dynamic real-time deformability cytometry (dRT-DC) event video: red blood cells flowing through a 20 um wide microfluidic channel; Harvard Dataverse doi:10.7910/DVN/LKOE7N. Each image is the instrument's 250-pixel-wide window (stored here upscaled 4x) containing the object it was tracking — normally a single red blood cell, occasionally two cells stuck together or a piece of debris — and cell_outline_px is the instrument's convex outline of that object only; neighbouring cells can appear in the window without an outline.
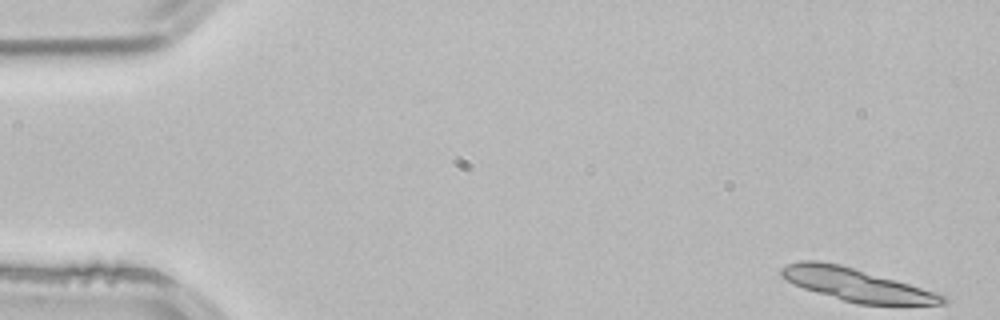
{"species": "common noctule bat (a hibernating species)", "species_latin": "Nyctalus noctula", "temperature_condition": "room temperature", "stored_images_in_passage": 4, "camera_frame_rate_fps": 3000, "um_per_image_px": 0.085, "animal": {"sex": "male", "body_mass_g": 21.5, "forearm_length_mm": 52.0}, "frame": {"image": 1, "passage_image": 1, "time_ms": 0.0, "image_size_px": [1000, 320], "cell_outline_px": [[948, 300], [944, 304], [856, 304], [804, 288], [792, 284], [780, 276], [780, 268], [788, 264], [800, 260], [820, 260], [840, 264], [896, 280], [944, 296]], "centroid_in_image_um": [72.69, 24.18], "position_along_channel_um": 12.3, "area_um2": 30.23}}